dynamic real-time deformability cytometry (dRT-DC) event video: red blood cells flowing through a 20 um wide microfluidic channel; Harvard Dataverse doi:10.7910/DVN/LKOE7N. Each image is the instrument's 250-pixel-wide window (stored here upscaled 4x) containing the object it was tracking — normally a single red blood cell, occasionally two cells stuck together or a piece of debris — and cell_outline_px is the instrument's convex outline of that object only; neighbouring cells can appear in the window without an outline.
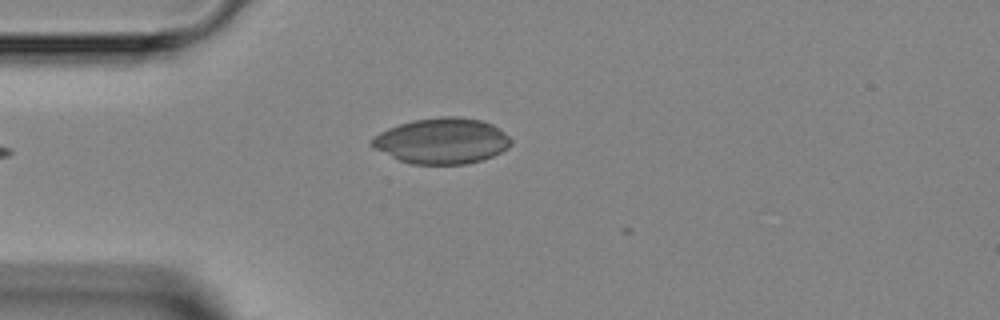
{"species": "Egyptian fruit bat (a non-hibernating species)", "species_latin": "Rousettus aegyptiacus", "temperature_condition": "room temperature", "stored_images_in_passage": 5, "camera_frame_rate_fps": 3000, "um_per_image_px": 0.085, "animal": {"sex": "female"}, "frame": {"image": 1, "passage_image": 5, "time_ms": 5.667, "image_size_px": [1000, 320], "cell_outline_px": [[512, 144], [508, 148], [492, 156], [480, 160], [464, 164], [412, 164], [400, 160], [372, 148], [368, 144], [380, 132], [388, 128], [412, 120], [440, 116], [460, 116], [480, 120], [492, 124], [504, 132], [512, 140]], "centroid_in_image_um": [37.56, 11.97], "position_along_channel_um": 47.4, "area_um2": 37.05}}